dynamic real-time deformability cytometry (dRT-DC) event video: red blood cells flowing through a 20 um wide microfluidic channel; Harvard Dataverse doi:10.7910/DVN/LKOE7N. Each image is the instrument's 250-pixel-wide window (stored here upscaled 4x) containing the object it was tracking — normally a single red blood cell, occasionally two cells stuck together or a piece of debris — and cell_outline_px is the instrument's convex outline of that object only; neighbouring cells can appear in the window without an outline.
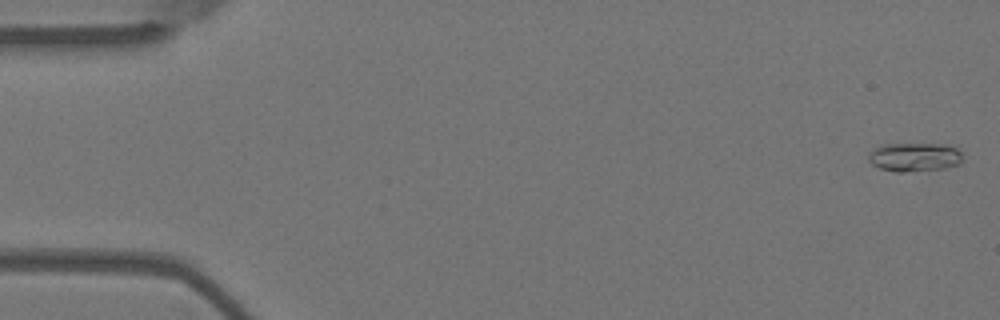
{"species": "Egyptian fruit bat (a non-hibernating species)", "species_latin": "Rousettus aegyptiacus", "temperature_condition": "warm", "stored_images_in_passage": 55, "camera_frame_rate_fps": 3000, "um_per_image_px": 0.085, "animal": {"sex": "female"}, "frame": {"image": 1, "passage_image": 1, "time_ms": 0.0, "image_size_px": [1000, 320], "cell_outline_px": [[960, 164], [948, 168], [904, 172], [896, 172], [880, 168], [872, 164], [868, 160], [868, 152], [884, 144], [948, 144], [956, 148], [960, 152]], "centroid_in_image_um": [77.72, 13.35], "position_along_channel_um": 7.3, "area_um2": 15.84}}
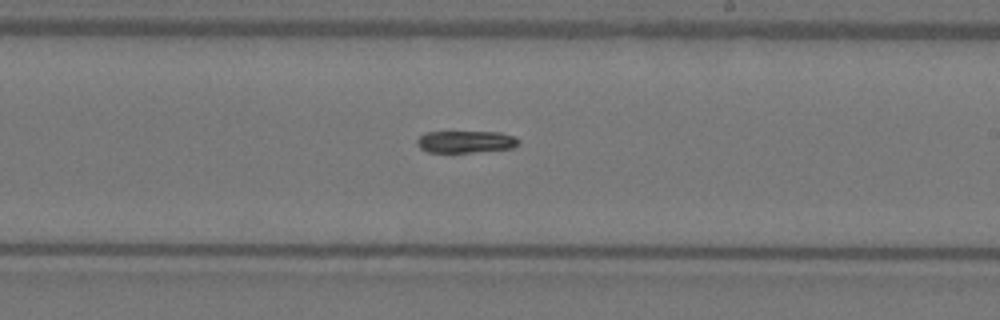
{"frame": {"image": 2, "passage_image": 32, "time_ms": 10.333, "image_size_px": [1000, 320], "cell_outline_px": [[520, 144], [512, 148], [472, 152], [428, 152], [420, 148], [416, 144], [416, 140], [424, 132], [500, 132], [516, 136], [520, 140]], "centroid_in_image_um": [39.6, 12.04], "position_along_channel_um": 249.4, "area_um2": 13.18}}
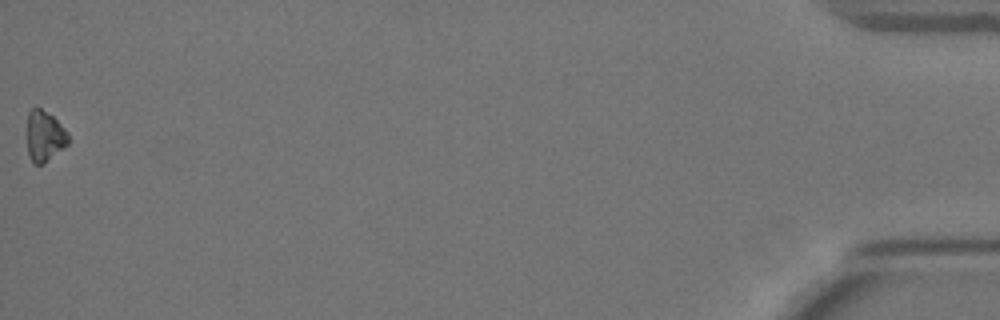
{"frame": {"image": 3, "passage_image": 55, "time_ms": 18.0, "image_size_px": [1000, 320], "cell_outline_px": [[68, 144], [64, 148], [44, 164], [36, 164], [28, 156], [28, 112], [32, 108], [40, 108], [52, 116], [68, 132]], "centroid_in_image_um": [3.8, 11.59], "position_along_channel_um": 431.4, "area_um2": 12.02}, "authors_computed_cell_mechanics": {"area_um2": 13.872, "velocity_mm_per_s": 3.6874, "shape_relaxation_time_tau1_ms": 10.3131, "shape_relaxation_time_tau2_ms": null, "deformation_change_tau1": 0.2393, "deformation_change_tau2": null}}